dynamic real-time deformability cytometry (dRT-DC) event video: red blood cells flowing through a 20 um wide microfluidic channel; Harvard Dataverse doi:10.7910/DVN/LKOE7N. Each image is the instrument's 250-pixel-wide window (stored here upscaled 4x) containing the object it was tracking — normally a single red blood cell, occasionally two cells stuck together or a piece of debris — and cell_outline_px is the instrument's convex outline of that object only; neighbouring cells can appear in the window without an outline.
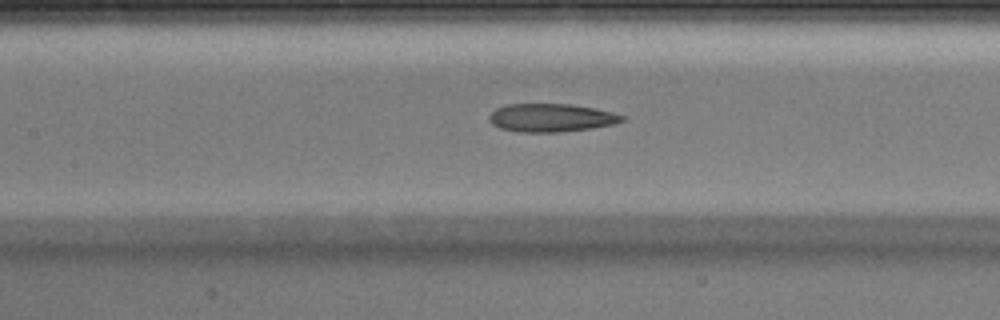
{"species": "Egyptian fruit bat (a non-hibernating species)", "species_latin": "Rousettus aegyptiacus", "temperature_condition": "warm", "stored_images_in_passage": 32, "camera_frame_rate_fps": 3000, "um_per_image_px": 0.085, "animal": {"sex": "male"}, "frame": {"image": 1, "passage_image": 10, "time_ms": 3.0, "image_size_px": [1000, 320], "cell_outline_px": [[624, 120], [612, 124], [592, 128], [560, 132], [520, 132], [500, 128], [492, 124], [488, 120], [488, 116], [496, 108], [508, 104], [568, 104], [592, 108], [612, 112], [624, 116]], "centroid_in_image_um": [46.8, 10.01], "position_along_channel_um": 160.6, "area_um2": 21.68}}
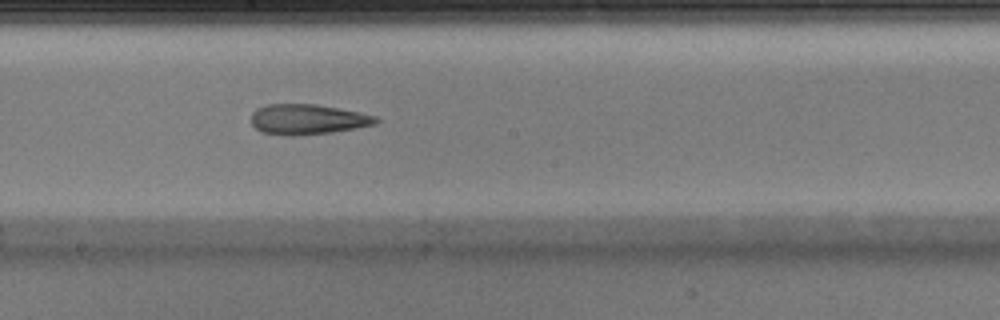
{"frame": {"image": 2, "passage_image": 14, "time_ms": 4.333, "image_size_px": [1000, 320], "cell_outline_px": [[380, 120], [376, 124], [356, 128], [332, 132], [296, 136], [292, 136], [264, 132], [256, 128], [252, 124], [252, 112], [256, 108], [268, 104], [316, 104], [376, 116]], "centroid_in_image_um": [26.14, 10.14], "position_along_channel_um": 222.1, "area_um2": 21.79}}
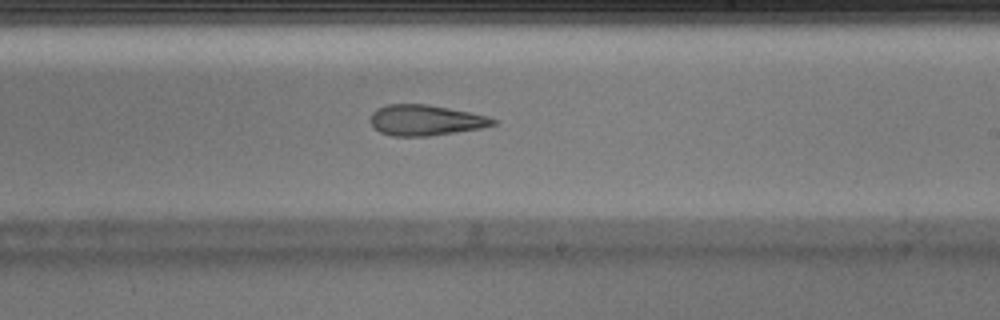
{"frame": {"image": 3, "passage_image": 16, "time_ms": 5.0, "image_size_px": [1000, 320], "cell_outline_px": [[500, 120], [496, 124], [480, 128], [428, 136], [392, 136], [380, 132], [372, 124], [372, 112], [376, 108], [388, 104], [428, 104], [488, 116]], "centroid_in_image_um": [36.19, 10.21], "position_along_channel_um": 252.8, "area_um2": 21.73}}